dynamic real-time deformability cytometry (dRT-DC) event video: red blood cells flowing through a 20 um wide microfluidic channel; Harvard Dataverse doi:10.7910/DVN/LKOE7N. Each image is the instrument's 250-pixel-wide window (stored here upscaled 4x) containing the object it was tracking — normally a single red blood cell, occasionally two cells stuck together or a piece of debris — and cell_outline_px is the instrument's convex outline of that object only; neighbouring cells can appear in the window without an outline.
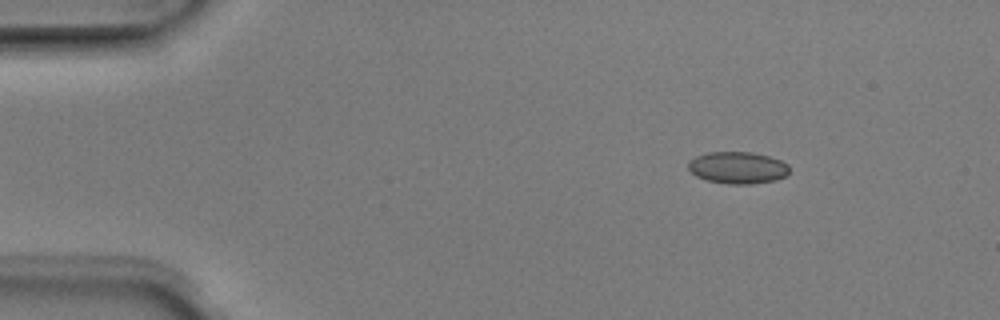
{"species": "Egyptian fruit bat (a non-hibernating species)", "species_latin": "Rousettus aegyptiacus", "temperature_condition": "room temperature", "stored_images_in_passage": 5, "camera_frame_rate_fps": 3000, "um_per_image_px": 0.085, "animal": {"sex": "male"}, "frame": {"image": 1, "passage_image": 1, "time_ms": 0.0, "image_size_px": [1000, 320], "cell_outline_px": [[788, 172], [784, 176], [776, 180], [748, 184], [728, 184], [708, 180], [696, 176], [688, 168], [688, 164], [696, 156], [708, 152], [752, 152], [768, 156], [780, 160], [788, 164]], "centroid_in_image_um": [62.7, 14.25], "position_along_channel_um": 22.3, "area_um2": 18.61}}
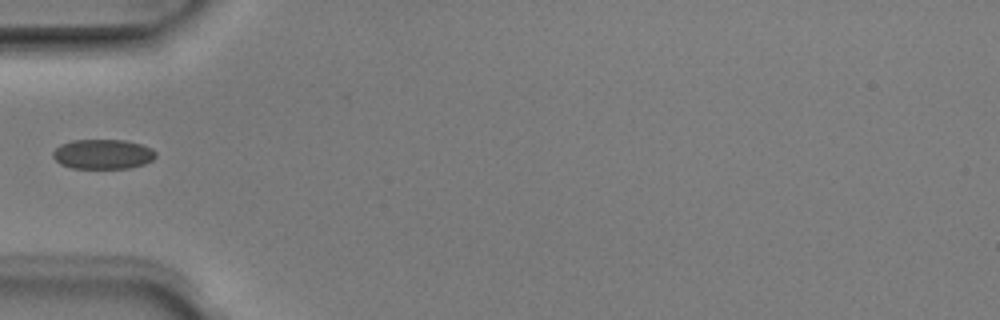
{"frame": {"image": 2, "passage_image": 4, "time_ms": 1.0, "image_size_px": [1000, 320], "cell_outline_px": [[156, 156], [152, 160], [144, 164], [128, 168], [72, 168], [60, 164], [52, 156], [52, 152], [60, 144], [72, 140], [124, 140], [140, 144], [152, 148], [156, 152]], "centroid_in_image_um": [8.73, 13.1], "position_along_channel_um": 76.3, "area_um2": 17.86}}
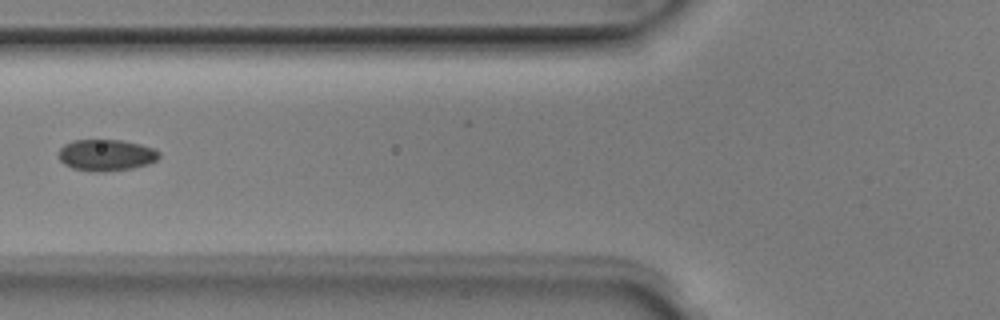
{"frame": {"image": 3, "passage_image": 5, "time_ms": 1.333, "image_size_px": [1000, 320], "cell_outline_px": [[160, 156], [156, 160], [148, 164], [132, 168], [100, 172], [96, 172], [72, 168], [64, 164], [60, 160], [60, 148], [64, 144], [72, 140], [120, 140], [140, 144], [152, 148], [160, 152]], "centroid_in_image_um": [9.02, 13.18], "position_along_channel_um": 116.8, "area_um2": 18.32}}